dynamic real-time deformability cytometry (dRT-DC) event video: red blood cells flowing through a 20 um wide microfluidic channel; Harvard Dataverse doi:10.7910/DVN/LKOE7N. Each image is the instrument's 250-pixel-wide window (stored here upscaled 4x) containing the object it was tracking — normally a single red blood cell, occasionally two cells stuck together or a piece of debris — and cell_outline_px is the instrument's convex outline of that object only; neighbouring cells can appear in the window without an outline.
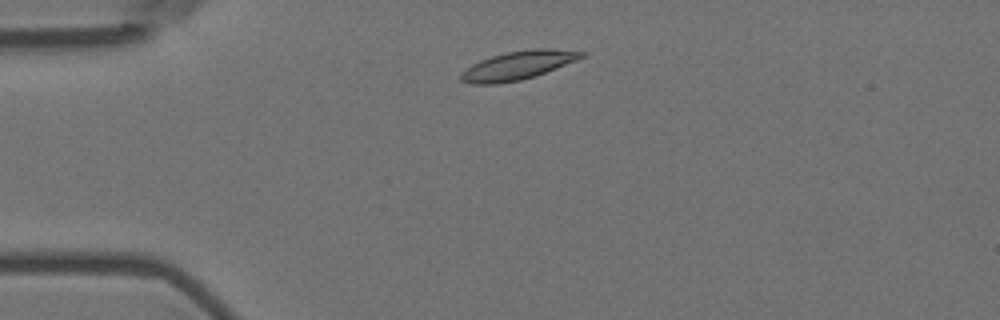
{"species": "Egyptian fruit bat (a non-hibernating species)", "species_latin": "Rousettus aegyptiacus", "temperature_condition": "room temperature", "stored_images_in_passage": 3, "camera_frame_rate_fps": 3000, "um_per_image_px": 0.085, "animal": {"sex": "female"}, "frame": {"image": 1, "passage_image": 1, "time_ms": 0.0, "image_size_px": [1000, 320], "cell_outline_px": [[588, 52], [584, 56], [576, 60], [536, 76], [520, 80], [496, 84], [468, 84], [460, 80], [460, 72], [472, 64], [480, 60], [492, 56], [508, 52], [532, 48], [548, 48]], "centroid_in_image_um": [43.99, 5.56], "position_along_channel_um": 41.0, "area_um2": 20.11}}
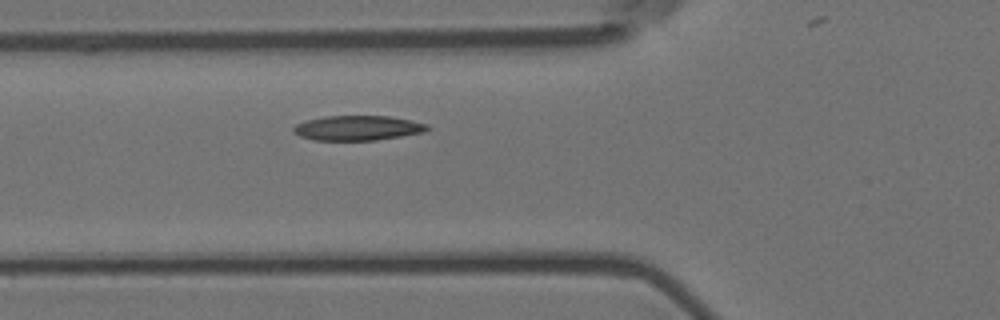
{"frame": {"image": 2, "passage_image": 3, "time_ms": 0.667, "image_size_px": [1000, 320], "cell_outline_px": [[432, 128], [424, 132], [376, 140], [312, 140], [300, 136], [292, 132], [292, 128], [296, 124], [308, 120], [324, 116], [388, 116], [412, 120], [428, 124]], "centroid_in_image_um": [30.41, 10.88], "position_along_channel_um": 95.4, "area_um2": 19.42}}